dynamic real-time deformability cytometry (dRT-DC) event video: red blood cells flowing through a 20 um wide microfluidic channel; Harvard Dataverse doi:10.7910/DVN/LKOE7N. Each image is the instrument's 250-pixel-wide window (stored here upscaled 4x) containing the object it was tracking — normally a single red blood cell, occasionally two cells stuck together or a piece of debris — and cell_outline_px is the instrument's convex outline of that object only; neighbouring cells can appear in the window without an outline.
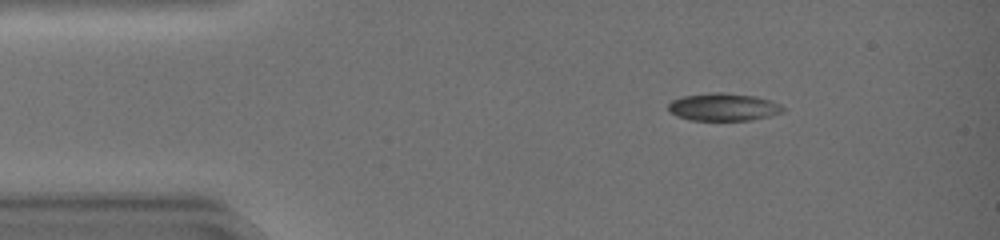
{"species": "common noctule bat (a hibernating species)", "species_latin": "Nyctalus noctula", "temperature_condition": "warm", "stored_images_in_passage": 43, "camera_frame_rate_fps": 3000, "um_per_image_px": 0.085, "animal": {"sex": "female", "body_mass_g": 19.0, "forearm_length_mm": 51.5}, "frame": {"image": 1, "passage_image": 6, "time_ms": 1.667, "image_size_px": [1000, 240], "cell_outline_px": [[784, 112], [768, 116], [748, 120], [692, 120], [676, 116], [668, 108], [668, 104], [672, 100], [684, 96], [716, 92], [720, 92], [756, 96], [780, 104], [784, 108]], "centroid_in_image_um": [61.49, 9.1], "position_along_channel_um": 23.5, "area_um2": 18.21}}
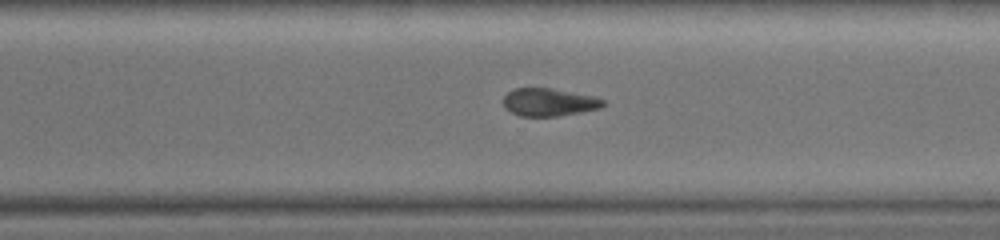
{"frame": {"image": 2, "passage_image": 31, "time_ms": 10.0, "image_size_px": [1000, 240], "cell_outline_px": [[604, 104], [600, 108], [580, 112], [556, 116], [520, 116], [504, 108], [504, 96], [508, 92], [516, 88], [552, 88], [596, 96], [604, 100]], "centroid_in_image_um": [46.67, 8.68], "position_along_channel_um": 323.9, "area_um2": 16.13}}
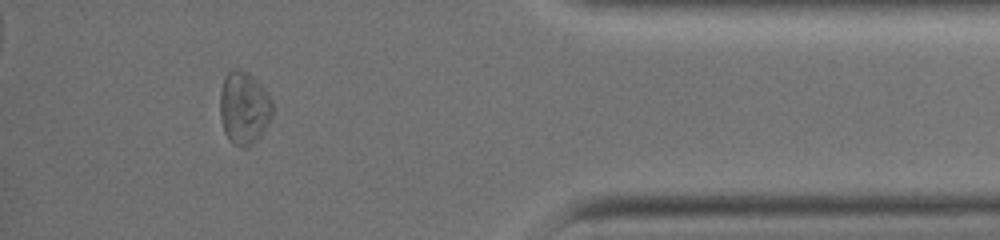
{"frame": {"image": 3, "passage_image": 39, "time_ms": 12.667, "image_size_px": [1000, 240], "cell_outline_px": [[272, 112], [260, 136], [252, 144], [244, 148], [240, 148], [232, 144], [228, 140], [224, 132], [220, 116], [220, 92], [224, 76], [232, 68], [236, 68], [244, 72], [256, 80], [272, 100]], "centroid_in_image_um": [20.69, 9.2], "position_along_channel_um": 414.5, "area_um2": 22.02}, "authors_computed_cell_mechanics": {"area_um2": 17.9758, "velocity_mm_per_s": 4.3874, "shape_relaxation_time_tau1_ms": 4.3338, "shape_relaxation_time_tau2_ms": 4.7085, "deformation_change_tau1": 0.1365, "deformation_change_tau2": 0.1334}}